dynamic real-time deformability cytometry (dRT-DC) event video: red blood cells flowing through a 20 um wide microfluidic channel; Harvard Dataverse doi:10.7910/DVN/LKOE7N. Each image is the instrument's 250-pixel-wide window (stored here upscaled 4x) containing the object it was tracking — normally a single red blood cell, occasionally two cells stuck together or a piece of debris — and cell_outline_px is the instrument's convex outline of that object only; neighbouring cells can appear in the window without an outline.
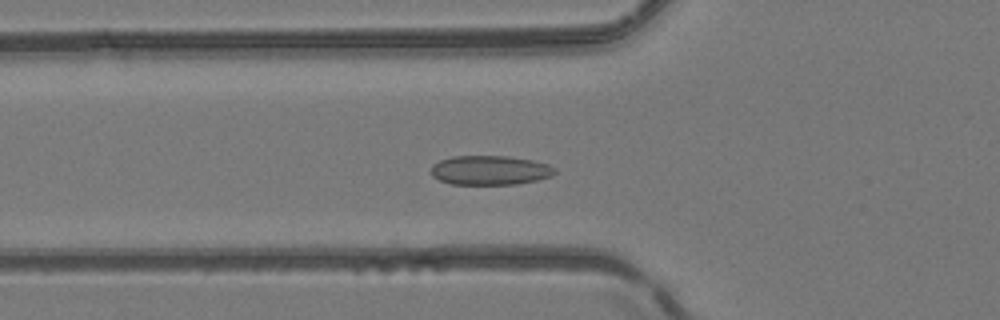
{"species": "common noctule bat (a hibernating species)", "species_latin": "Nyctalus noctula", "temperature_condition": "room temperature", "stored_images_in_passage": 50, "camera_frame_rate_fps": 3000, "um_per_image_px": 0.085, "animal": {"sex": "female", "body_mass_g": 24.6, "forearm_length_mm": 56.2}, "frame": {"image": 1, "passage_image": 17, "time_ms": 5.333, "image_size_px": [1000, 320], "cell_outline_px": [[556, 172], [552, 176], [536, 180], [516, 184], [452, 184], [440, 180], [432, 176], [432, 164], [440, 160], [452, 156], [508, 156], [532, 160], [548, 164], [556, 168]], "centroid_in_image_um": [41.66, 14.46], "position_along_channel_um": 84.1, "area_um2": 21.15}}
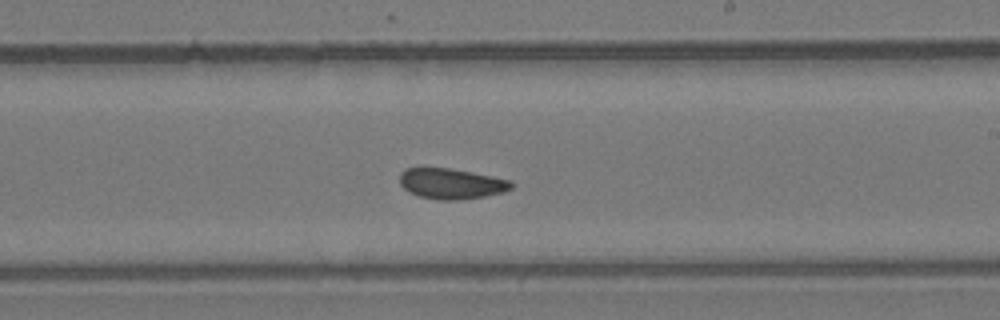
{"frame": {"image": 2, "passage_image": 29, "time_ms": 9.333, "image_size_px": [1000, 320], "cell_outline_px": [[512, 188], [504, 192], [484, 196], [456, 200], [440, 200], [420, 196], [408, 192], [400, 184], [400, 172], [404, 168], [448, 168], [472, 172], [512, 180]], "centroid_in_image_um": [38.35, 15.6], "position_along_channel_um": 250.6, "area_um2": 19.83}}
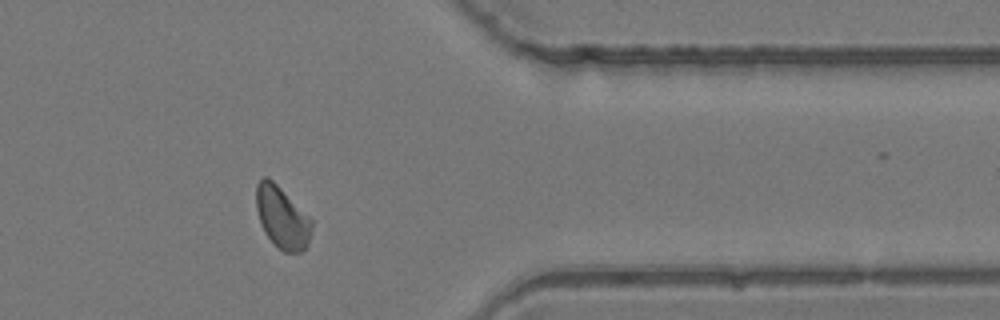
{"frame": {"image": 3, "passage_image": 40, "time_ms": 13.0, "image_size_px": [1000, 320], "cell_outline_px": [[312, 228], [308, 244], [300, 252], [284, 252], [264, 232], [260, 224], [256, 208], [256, 184], [264, 176], [268, 176], [312, 220]], "centroid_in_image_um": [23.96, 18.48], "position_along_channel_um": 387.4, "area_um2": 19.65}, "authors_computed_cell_mechanics": {"area_um2": 20.3745, "velocity_mm_per_s": 4.1519, "shape_relaxation_time_tau1_ms": null, "shape_relaxation_time_tau2_ms": 1.9292, "deformation_change_tau1": null, "deformation_change_tau2": 0.0548}}